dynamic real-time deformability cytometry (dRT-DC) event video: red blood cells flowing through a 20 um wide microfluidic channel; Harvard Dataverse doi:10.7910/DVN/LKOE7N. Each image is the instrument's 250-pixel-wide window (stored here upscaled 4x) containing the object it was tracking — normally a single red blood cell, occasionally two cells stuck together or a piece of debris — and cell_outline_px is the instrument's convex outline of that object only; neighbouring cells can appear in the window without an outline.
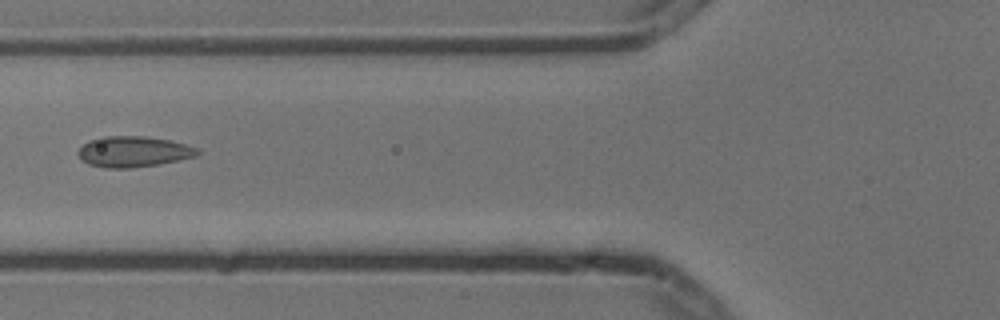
{"species": "common noctule bat (a hibernating species)", "species_latin": "Nyctalus noctula", "temperature_condition": "cold", "stored_images_in_passage": 6, "camera_frame_rate_fps": 3000, "um_per_image_px": 0.085, "animal": {"sex": "male", "body_mass_g": 13.3}, "frame": {"image": 1, "passage_image": 3, "time_ms": 0.667, "image_size_px": [1000, 320], "cell_outline_px": [[200, 152], [196, 156], [156, 164], [132, 168], [104, 168], [88, 164], [76, 152], [88, 140], [100, 136], [144, 136], [168, 140], [184, 144], [196, 148]], "centroid_in_image_um": [11.29, 12.88], "position_along_channel_um": 114.5, "area_um2": 21.15}}
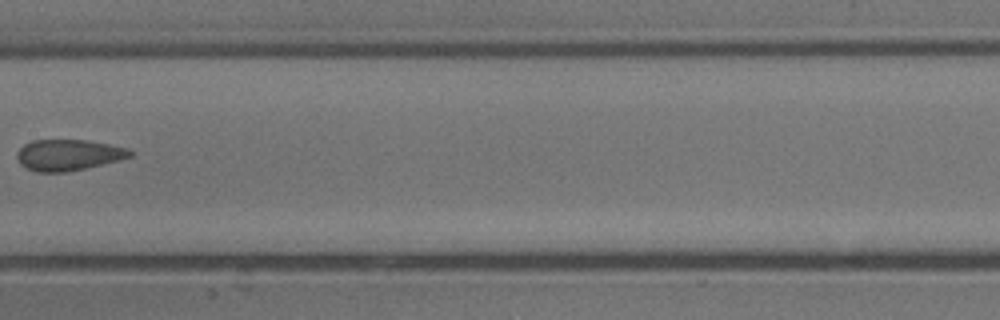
{"frame": {"image": 2, "passage_image": 5, "time_ms": 1.333, "image_size_px": [1000, 320], "cell_outline_px": [[132, 156], [84, 168], [64, 172], [36, 172], [20, 164], [16, 156], [16, 152], [24, 144], [32, 140], [88, 140], [128, 148], [132, 152]], "centroid_in_image_um": [5.76, 13.16], "position_along_channel_um": 201.6, "area_um2": 20.23}}
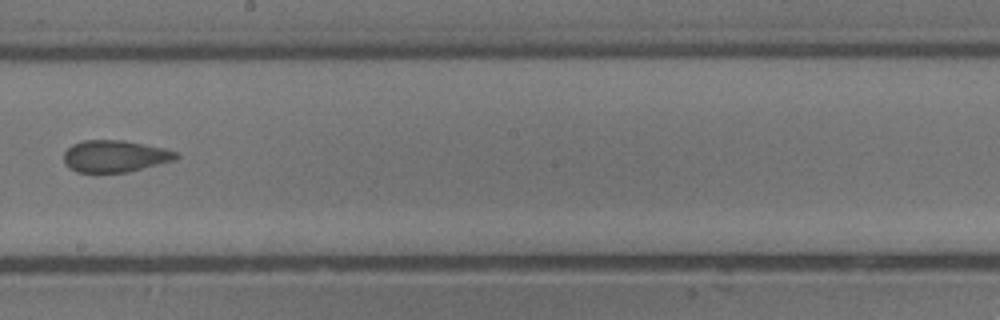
{"frame": {"image": 3, "passage_image": 6, "time_ms": 1.667, "image_size_px": [1000, 320], "cell_outline_px": [[180, 156], [176, 160], [128, 172], [76, 172], [68, 168], [64, 160], [64, 152], [72, 144], [84, 140], [124, 140], [164, 148], [176, 152]], "centroid_in_image_um": [9.77, 13.27], "position_along_channel_um": 238.4, "area_um2": 20.92}}